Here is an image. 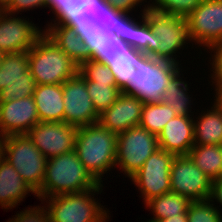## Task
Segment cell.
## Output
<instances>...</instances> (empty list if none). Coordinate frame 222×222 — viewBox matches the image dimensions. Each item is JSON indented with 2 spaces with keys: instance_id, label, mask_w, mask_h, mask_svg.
I'll return each mask as SVG.
<instances>
[{
  "instance_id": "cell-29",
  "label": "cell",
  "mask_w": 222,
  "mask_h": 222,
  "mask_svg": "<svg viewBox=\"0 0 222 222\" xmlns=\"http://www.w3.org/2000/svg\"><path fill=\"white\" fill-rule=\"evenodd\" d=\"M148 7H144L142 13V24L132 19V34L130 38V46L137 51L152 56L157 50L159 41L151 30L150 24L145 17V11Z\"/></svg>"
},
{
  "instance_id": "cell-24",
  "label": "cell",
  "mask_w": 222,
  "mask_h": 222,
  "mask_svg": "<svg viewBox=\"0 0 222 222\" xmlns=\"http://www.w3.org/2000/svg\"><path fill=\"white\" fill-rule=\"evenodd\" d=\"M188 155L210 179L222 177V145H194Z\"/></svg>"
},
{
  "instance_id": "cell-18",
  "label": "cell",
  "mask_w": 222,
  "mask_h": 222,
  "mask_svg": "<svg viewBox=\"0 0 222 222\" xmlns=\"http://www.w3.org/2000/svg\"><path fill=\"white\" fill-rule=\"evenodd\" d=\"M159 148L175 156L188 155L194 146V120L176 116L169 120L158 135Z\"/></svg>"
},
{
  "instance_id": "cell-6",
  "label": "cell",
  "mask_w": 222,
  "mask_h": 222,
  "mask_svg": "<svg viewBox=\"0 0 222 222\" xmlns=\"http://www.w3.org/2000/svg\"><path fill=\"white\" fill-rule=\"evenodd\" d=\"M6 159L35 193L41 189L47 158L33 144L27 134L6 136Z\"/></svg>"
},
{
  "instance_id": "cell-43",
  "label": "cell",
  "mask_w": 222,
  "mask_h": 222,
  "mask_svg": "<svg viewBox=\"0 0 222 222\" xmlns=\"http://www.w3.org/2000/svg\"><path fill=\"white\" fill-rule=\"evenodd\" d=\"M157 222H188L187 213H181L168 218L158 220Z\"/></svg>"
},
{
  "instance_id": "cell-16",
  "label": "cell",
  "mask_w": 222,
  "mask_h": 222,
  "mask_svg": "<svg viewBox=\"0 0 222 222\" xmlns=\"http://www.w3.org/2000/svg\"><path fill=\"white\" fill-rule=\"evenodd\" d=\"M39 122L33 96L0 102V135L26 134Z\"/></svg>"
},
{
  "instance_id": "cell-31",
  "label": "cell",
  "mask_w": 222,
  "mask_h": 222,
  "mask_svg": "<svg viewBox=\"0 0 222 222\" xmlns=\"http://www.w3.org/2000/svg\"><path fill=\"white\" fill-rule=\"evenodd\" d=\"M85 82L88 94L99 115L108 109L121 94L120 89L116 86V82Z\"/></svg>"
},
{
  "instance_id": "cell-32",
  "label": "cell",
  "mask_w": 222,
  "mask_h": 222,
  "mask_svg": "<svg viewBox=\"0 0 222 222\" xmlns=\"http://www.w3.org/2000/svg\"><path fill=\"white\" fill-rule=\"evenodd\" d=\"M50 25H66L74 28L78 36L87 45L90 54H92L96 48H99L103 44H110V33L104 31L98 24L94 22H82V23H57Z\"/></svg>"
},
{
  "instance_id": "cell-4",
  "label": "cell",
  "mask_w": 222,
  "mask_h": 222,
  "mask_svg": "<svg viewBox=\"0 0 222 222\" xmlns=\"http://www.w3.org/2000/svg\"><path fill=\"white\" fill-rule=\"evenodd\" d=\"M27 54L36 85L63 84L78 73V65L45 32Z\"/></svg>"
},
{
  "instance_id": "cell-10",
  "label": "cell",
  "mask_w": 222,
  "mask_h": 222,
  "mask_svg": "<svg viewBox=\"0 0 222 222\" xmlns=\"http://www.w3.org/2000/svg\"><path fill=\"white\" fill-rule=\"evenodd\" d=\"M175 155L159 148L130 178L143 195L145 204L155 197L170 193V169Z\"/></svg>"
},
{
  "instance_id": "cell-27",
  "label": "cell",
  "mask_w": 222,
  "mask_h": 222,
  "mask_svg": "<svg viewBox=\"0 0 222 222\" xmlns=\"http://www.w3.org/2000/svg\"><path fill=\"white\" fill-rule=\"evenodd\" d=\"M176 117L170 106L163 103L144 104L139 126L158 136L166 123Z\"/></svg>"
},
{
  "instance_id": "cell-39",
  "label": "cell",
  "mask_w": 222,
  "mask_h": 222,
  "mask_svg": "<svg viewBox=\"0 0 222 222\" xmlns=\"http://www.w3.org/2000/svg\"><path fill=\"white\" fill-rule=\"evenodd\" d=\"M132 34V18L127 12L120 11V27L117 35L126 43L130 45V38Z\"/></svg>"
},
{
  "instance_id": "cell-11",
  "label": "cell",
  "mask_w": 222,
  "mask_h": 222,
  "mask_svg": "<svg viewBox=\"0 0 222 222\" xmlns=\"http://www.w3.org/2000/svg\"><path fill=\"white\" fill-rule=\"evenodd\" d=\"M212 179L203 173L189 155L175 156L170 169L171 192L191 201L207 200L210 197Z\"/></svg>"
},
{
  "instance_id": "cell-23",
  "label": "cell",
  "mask_w": 222,
  "mask_h": 222,
  "mask_svg": "<svg viewBox=\"0 0 222 222\" xmlns=\"http://www.w3.org/2000/svg\"><path fill=\"white\" fill-rule=\"evenodd\" d=\"M44 31L53 42L64 51L78 66L91 59L87 45L74 28L66 25H48Z\"/></svg>"
},
{
  "instance_id": "cell-13",
  "label": "cell",
  "mask_w": 222,
  "mask_h": 222,
  "mask_svg": "<svg viewBox=\"0 0 222 222\" xmlns=\"http://www.w3.org/2000/svg\"><path fill=\"white\" fill-rule=\"evenodd\" d=\"M64 102V122L76 127L99 121L93 101L88 94L85 80L77 73L62 84Z\"/></svg>"
},
{
  "instance_id": "cell-37",
  "label": "cell",
  "mask_w": 222,
  "mask_h": 222,
  "mask_svg": "<svg viewBox=\"0 0 222 222\" xmlns=\"http://www.w3.org/2000/svg\"><path fill=\"white\" fill-rule=\"evenodd\" d=\"M43 207V208H42ZM28 208L24 211H21L15 215L14 219L12 218L8 222H50V217L45 206Z\"/></svg>"
},
{
  "instance_id": "cell-26",
  "label": "cell",
  "mask_w": 222,
  "mask_h": 222,
  "mask_svg": "<svg viewBox=\"0 0 222 222\" xmlns=\"http://www.w3.org/2000/svg\"><path fill=\"white\" fill-rule=\"evenodd\" d=\"M180 71L170 80L163 91L161 103L170 106L176 116H191L189 113L190 95L188 96V85L180 77Z\"/></svg>"
},
{
  "instance_id": "cell-1",
  "label": "cell",
  "mask_w": 222,
  "mask_h": 222,
  "mask_svg": "<svg viewBox=\"0 0 222 222\" xmlns=\"http://www.w3.org/2000/svg\"><path fill=\"white\" fill-rule=\"evenodd\" d=\"M100 185L72 150L47 159L44 180L36 196L44 201L48 197L83 192Z\"/></svg>"
},
{
  "instance_id": "cell-3",
  "label": "cell",
  "mask_w": 222,
  "mask_h": 222,
  "mask_svg": "<svg viewBox=\"0 0 222 222\" xmlns=\"http://www.w3.org/2000/svg\"><path fill=\"white\" fill-rule=\"evenodd\" d=\"M178 66L179 63L138 51V59H134L133 85H127L121 93L136 97L143 104L161 103L163 91L180 71Z\"/></svg>"
},
{
  "instance_id": "cell-25",
  "label": "cell",
  "mask_w": 222,
  "mask_h": 222,
  "mask_svg": "<svg viewBox=\"0 0 222 222\" xmlns=\"http://www.w3.org/2000/svg\"><path fill=\"white\" fill-rule=\"evenodd\" d=\"M190 203L189 198L172 192L155 197L146 203L154 214L153 219L147 222H157L169 216L187 213Z\"/></svg>"
},
{
  "instance_id": "cell-46",
  "label": "cell",
  "mask_w": 222,
  "mask_h": 222,
  "mask_svg": "<svg viewBox=\"0 0 222 222\" xmlns=\"http://www.w3.org/2000/svg\"><path fill=\"white\" fill-rule=\"evenodd\" d=\"M4 56H5V53L0 51V66H1V63H2V60H3Z\"/></svg>"
},
{
  "instance_id": "cell-22",
  "label": "cell",
  "mask_w": 222,
  "mask_h": 222,
  "mask_svg": "<svg viewBox=\"0 0 222 222\" xmlns=\"http://www.w3.org/2000/svg\"><path fill=\"white\" fill-rule=\"evenodd\" d=\"M215 101L197 122L194 120V145H222V98Z\"/></svg>"
},
{
  "instance_id": "cell-12",
  "label": "cell",
  "mask_w": 222,
  "mask_h": 222,
  "mask_svg": "<svg viewBox=\"0 0 222 222\" xmlns=\"http://www.w3.org/2000/svg\"><path fill=\"white\" fill-rule=\"evenodd\" d=\"M186 20L191 41L208 49L222 43V0H203Z\"/></svg>"
},
{
  "instance_id": "cell-36",
  "label": "cell",
  "mask_w": 222,
  "mask_h": 222,
  "mask_svg": "<svg viewBox=\"0 0 222 222\" xmlns=\"http://www.w3.org/2000/svg\"><path fill=\"white\" fill-rule=\"evenodd\" d=\"M214 51L212 61V80L215 83L216 98H222V43H219L210 48V51Z\"/></svg>"
},
{
  "instance_id": "cell-5",
  "label": "cell",
  "mask_w": 222,
  "mask_h": 222,
  "mask_svg": "<svg viewBox=\"0 0 222 222\" xmlns=\"http://www.w3.org/2000/svg\"><path fill=\"white\" fill-rule=\"evenodd\" d=\"M102 184L96 189H89L78 193H67L47 198L50 222H106L108 210H103L92 197L99 191ZM101 206V207H100Z\"/></svg>"
},
{
  "instance_id": "cell-40",
  "label": "cell",
  "mask_w": 222,
  "mask_h": 222,
  "mask_svg": "<svg viewBox=\"0 0 222 222\" xmlns=\"http://www.w3.org/2000/svg\"><path fill=\"white\" fill-rule=\"evenodd\" d=\"M113 53V44L110 40V44H103L99 48H96L95 51L91 54V59L96 62L104 63L107 59L110 58Z\"/></svg>"
},
{
  "instance_id": "cell-42",
  "label": "cell",
  "mask_w": 222,
  "mask_h": 222,
  "mask_svg": "<svg viewBox=\"0 0 222 222\" xmlns=\"http://www.w3.org/2000/svg\"><path fill=\"white\" fill-rule=\"evenodd\" d=\"M209 199L211 201L217 199L216 201L221 203L220 205H222V177L212 180V187Z\"/></svg>"
},
{
  "instance_id": "cell-30",
  "label": "cell",
  "mask_w": 222,
  "mask_h": 222,
  "mask_svg": "<svg viewBox=\"0 0 222 222\" xmlns=\"http://www.w3.org/2000/svg\"><path fill=\"white\" fill-rule=\"evenodd\" d=\"M92 22L98 24L107 33L117 34L120 27V11L104 1H97L85 8Z\"/></svg>"
},
{
  "instance_id": "cell-34",
  "label": "cell",
  "mask_w": 222,
  "mask_h": 222,
  "mask_svg": "<svg viewBox=\"0 0 222 222\" xmlns=\"http://www.w3.org/2000/svg\"><path fill=\"white\" fill-rule=\"evenodd\" d=\"M210 202V199L191 201L187 210L188 222H222L220 210Z\"/></svg>"
},
{
  "instance_id": "cell-14",
  "label": "cell",
  "mask_w": 222,
  "mask_h": 222,
  "mask_svg": "<svg viewBox=\"0 0 222 222\" xmlns=\"http://www.w3.org/2000/svg\"><path fill=\"white\" fill-rule=\"evenodd\" d=\"M78 127L66 122H39L28 133V137L47 158L75 150Z\"/></svg>"
},
{
  "instance_id": "cell-20",
  "label": "cell",
  "mask_w": 222,
  "mask_h": 222,
  "mask_svg": "<svg viewBox=\"0 0 222 222\" xmlns=\"http://www.w3.org/2000/svg\"><path fill=\"white\" fill-rule=\"evenodd\" d=\"M33 98L40 122L64 121L62 84L36 85Z\"/></svg>"
},
{
  "instance_id": "cell-2",
  "label": "cell",
  "mask_w": 222,
  "mask_h": 222,
  "mask_svg": "<svg viewBox=\"0 0 222 222\" xmlns=\"http://www.w3.org/2000/svg\"><path fill=\"white\" fill-rule=\"evenodd\" d=\"M117 136L99 122L78 127L75 151L84 167L100 184L103 174L116 166Z\"/></svg>"
},
{
  "instance_id": "cell-44",
  "label": "cell",
  "mask_w": 222,
  "mask_h": 222,
  "mask_svg": "<svg viewBox=\"0 0 222 222\" xmlns=\"http://www.w3.org/2000/svg\"><path fill=\"white\" fill-rule=\"evenodd\" d=\"M6 136L0 135V162L4 159Z\"/></svg>"
},
{
  "instance_id": "cell-7",
  "label": "cell",
  "mask_w": 222,
  "mask_h": 222,
  "mask_svg": "<svg viewBox=\"0 0 222 222\" xmlns=\"http://www.w3.org/2000/svg\"><path fill=\"white\" fill-rule=\"evenodd\" d=\"M158 149V136L141 126L131 127L118 133L116 166L131 178Z\"/></svg>"
},
{
  "instance_id": "cell-9",
  "label": "cell",
  "mask_w": 222,
  "mask_h": 222,
  "mask_svg": "<svg viewBox=\"0 0 222 222\" xmlns=\"http://www.w3.org/2000/svg\"><path fill=\"white\" fill-rule=\"evenodd\" d=\"M35 86L27 52L5 54L0 66V102L33 96Z\"/></svg>"
},
{
  "instance_id": "cell-38",
  "label": "cell",
  "mask_w": 222,
  "mask_h": 222,
  "mask_svg": "<svg viewBox=\"0 0 222 222\" xmlns=\"http://www.w3.org/2000/svg\"><path fill=\"white\" fill-rule=\"evenodd\" d=\"M47 7L46 0H8L1 9L11 15L33 8ZM27 9V10H26Z\"/></svg>"
},
{
  "instance_id": "cell-45",
  "label": "cell",
  "mask_w": 222,
  "mask_h": 222,
  "mask_svg": "<svg viewBox=\"0 0 222 222\" xmlns=\"http://www.w3.org/2000/svg\"><path fill=\"white\" fill-rule=\"evenodd\" d=\"M84 8H88L91 4H97V1H104V0H79Z\"/></svg>"
},
{
  "instance_id": "cell-8",
  "label": "cell",
  "mask_w": 222,
  "mask_h": 222,
  "mask_svg": "<svg viewBox=\"0 0 222 222\" xmlns=\"http://www.w3.org/2000/svg\"><path fill=\"white\" fill-rule=\"evenodd\" d=\"M144 14L159 41L158 50L152 56L179 63L173 57L174 54L191 40L186 18L160 13L150 8Z\"/></svg>"
},
{
  "instance_id": "cell-35",
  "label": "cell",
  "mask_w": 222,
  "mask_h": 222,
  "mask_svg": "<svg viewBox=\"0 0 222 222\" xmlns=\"http://www.w3.org/2000/svg\"><path fill=\"white\" fill-rule=\"evenodd\" d=\"M78 73L85 81L115 82L107 65L94 60L84 61L78 66Z\"/></svg>"
},
{
  "instance_id": "cell-17",
  "label": "cell",
  "mask_w": 222,
  "mask_h": 222,
  "mask_svg": "<svg viewBox=\"0 0 222 222\" xmlns=\"http://www.w3.org/2000/svg\"><path fill=\"white\" fill-rule=\"evenodd\" d=\"M143 103L136 97L120 94L117 100L99 115V123L115 133L139 126Z\"/></svg>"
},
{
  "instance_id": "cell-15",
  "label": "cell",
  "mask_w": 222,
  "mask_h": 222,
  "mask_svg": "<svg viewBox=\"0 0 222 222\" xmlns=\"http://www.w3.org/2000/svg\"><path fill=\"white\" fill-rule=\"evenodd\" d=\"M10 15L0 9V51L5 54L27 52L45 30L29 20Z\"/></svg>"
},
{
  "instance_id": "cell-19",
  "label": "cell",
  "mask_w": 222,
  "mask_h": 222,
  "mask_svg": "<svg viewBox=\"0 0 222 222\" xmlns=\"http://www.w3.org/2000/svg\"><path fill=\"white\" fill-rule=\"evenodd\" d=\"M110 40L113 53L103 64L109 67L121 92L127 85H133L134 59H138V51L117 34L110 33Z\"/></svg>"
},
{
  "instance_id": "cell-47",
  "label": "cell",
  "mask_w": 222,
  "mask_h": 222,
  "mask_svg": "<svg viewBox=\"0 0 222 222\" xmlns=\"http://www.w3.org/2000/svg\"><path fill=\"white\" fill-rule=\"evenodd\" d=\"M8 0H0V7H2Z\"/></svg>"
},
{
  "instance_id": "cell-33",
  "label": "cell",
  "mask_w": 222,
  "mask_h": 222,
  "mask_svg": "<svg viewBox=\"0 0 222 222\" xmlns=\"http://www.w3.org/2000/svg\"><path fill=\"white\" fill-rule=\"evenodd\" d=\"M203 0H155L148 8L160 13L186 18L202 3Z\"/></svg>"
},
{
  "instance_id": "cell-28",
  "label": "cell",
  "mask_w": 222,
  "mask_h": 222,
  "mask_svg": "<svg viewBox=\"0 0 222 222\" xmlns=\"http://www.w3.org/2000/svg\"><path fill=\"white\" fill-rule=\"evenodd\" d=\"M46 3L56 14L54 24L92 22L79 0H46Z\"/></svg>"
},
{
  "instance_id": "cell-41",
  "label": "cell",
  "mask_w": 222,
  "mask_h": 222,
  "mask_svg": "<svg viewBox=\"0 0 222 222\" xmlns=\"http://www.w3.org/2000/svg\"><path fill=\"white\" fill-rule=\"evenodd\" d=\"M108 4H110L114 9L127 12L135 9V6H139L137 4L141 3L144 0H105Z\"/></svg>"
},
{
  "instance_id": "cell-21",
  "label": "cell",
  "mask_w": 222,
  "mask_h": 222,
  "mask_svg": "<svg viewBox=\"0 0 222 222\" xmlns=\"http://www.w3.org/2000/svg\"><path fill=\"white\" fill-rule=\"evenodd\" d=\"M30 192L36 196L16 169L6 159H3L0 162V206L12 209Z\"/></svg>"
}]
</instances>
